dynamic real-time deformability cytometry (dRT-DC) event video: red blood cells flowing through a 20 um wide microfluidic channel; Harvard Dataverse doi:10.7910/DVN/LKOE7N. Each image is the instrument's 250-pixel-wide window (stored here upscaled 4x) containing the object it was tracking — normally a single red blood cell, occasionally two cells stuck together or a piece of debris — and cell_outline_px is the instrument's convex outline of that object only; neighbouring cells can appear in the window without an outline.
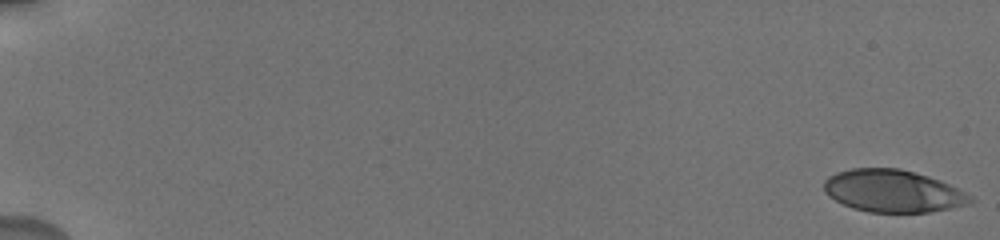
{"species": "human", "species_latin": "Homo sapiens", "temperature_condition": "cold", "stored_images_in_passage": 17, "camera_frame_rate_fps": 3000, "um_per_image_px": 0.085, "donor": {"sex": "male"}, "frame": {"image": 1, "passage_image": 1, "time_ms": 0.0, "image_size_px": [1000, 240], "cell_outline_px": [[972, 200], [968, 204], [928, 212], [868, 212], [852, 208], [828, 196], [824, 192], [824, 180], [828, 176], [836, 172], [852, 168], [900, 168], [928, 176], [940, 180], [972, 196]], "centroid_in_image_um": [75.85, 16.23], "position_along_channel_um": 9.2, "area_um2": 35.95}}
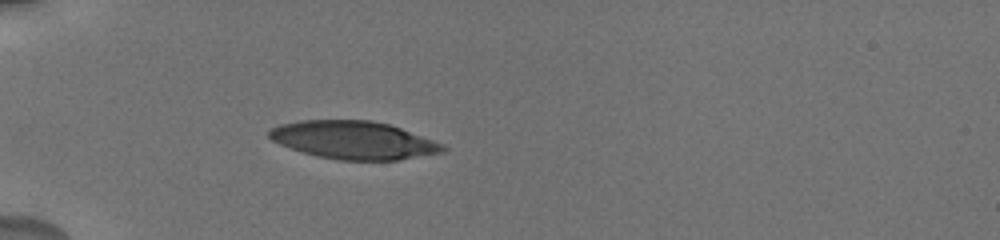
{"frame": {"image": 2, "passage_image": 15, "time_ms": 6.0, "image_size_px": [1000, 240], "cell_outline_px": [[448, 148], [444, 152], [396, 160], [340, 160], [316, 156], [280, 144], [272, 140], [268, 136], [268, 132], [272, 128], [280, 124], [300, 120], [372, 120], [388, 124], [400, 128], [444, 144]], "centroid_in_image_um": [30.06, 11.9], "position_along_channel_um": 54.9, "area_um2": 38.21}}
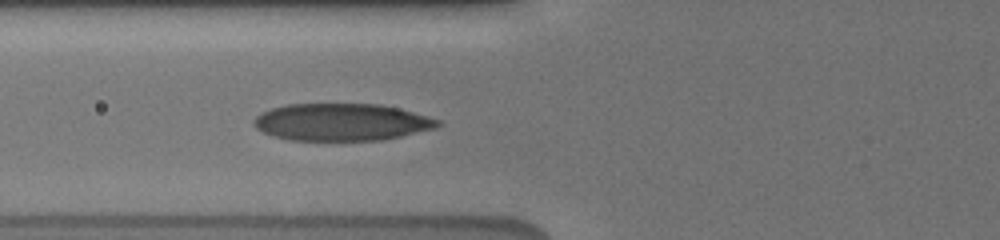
{"frame": {"image": 3, "passage_image": 17, "time_ms": 7.667, "image_size_px": [1000, 240], "cell_outline_px": [[444, 124], [436, 128], [384, 140], [288, 140], [272, 136], [256, 128], [252, 124], [252, 120], [260, 112], [272, 108], [288, 104], [380, 104], [428, 116], [440, 120]], "centroid_in_image_um": [29.02, 10.38], "position_along_channel_um": 96.8, "area_um2": 40.06}}